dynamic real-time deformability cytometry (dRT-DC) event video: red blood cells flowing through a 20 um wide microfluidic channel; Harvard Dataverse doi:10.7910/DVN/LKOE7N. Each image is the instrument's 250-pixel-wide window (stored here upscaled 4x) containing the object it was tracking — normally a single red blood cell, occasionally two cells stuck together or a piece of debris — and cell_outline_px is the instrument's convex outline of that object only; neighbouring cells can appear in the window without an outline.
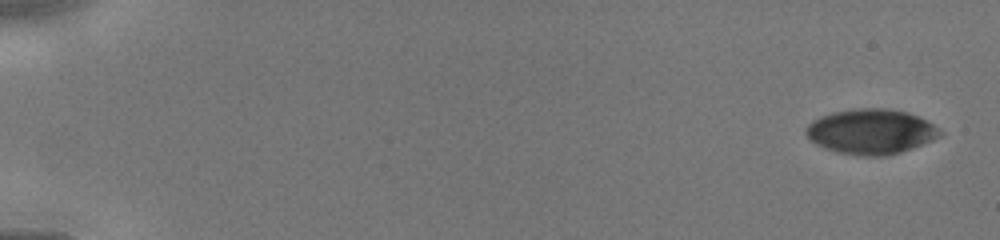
{"species": "human", "species_latin": "Homo sapiens", "temperature_condition": "cold", "stored_images_in_passage": 8, "camera_frame_rate_fps": 3000, "um_per_image_px": 0.085, "donor": {"sex": "male"}, "frame": {"image": 1, "passage_image": 1, "time_ms": 0.0, "image_size_px": [1000, 240], "cell_outline_px": [[944, 132], [940, 136], [932, 140], [900, 152], [888, 156], [856, 156], [836, 152], [824, 148], [816, 144], [804, 132], [804, 128], [812, 120], [820, 116], [832, 112], [860, 108], [884, 108], [908, 112], [932, 124]], "centroid_in_image_um": [73.99, 11.19], "position_along_channel_um": 11.0, "area_um2": 35.2}}
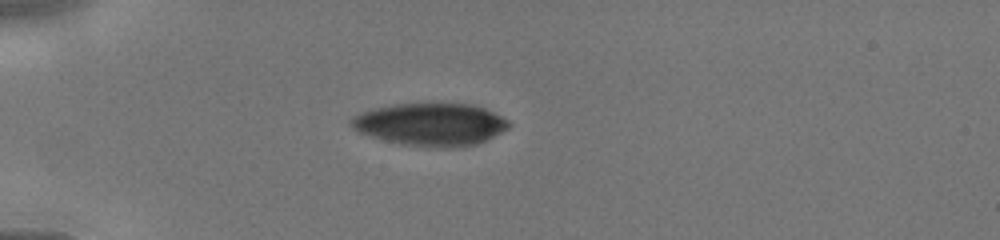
{"frame": {"image": 2, "passage_image": 6, "time_ms": 4.0, "image_size_px": [1000, 240], "cell_outline_px": [[512, 124], [508, 128], [488, 140], [476, 144], [456, 148], [452, 148], [400, 144], [372, 136], [360, 132], [352, 128], [348, 124], [352, 116], [360, 112], [372, 108], [392, 104], [472, 104], [484, 108], [508, 120]], "centroid_in_image_um": [36.59, 10.57], "position_along_channel_um": 48.4, "area_um2": 39.13}}
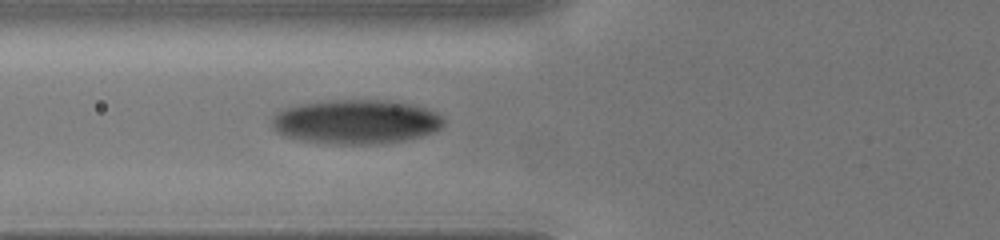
{"frame": {"image": 3, "passage_image": 8, "time_ms": 5.667, "image_size_px": [1000, 240], "cell_outline_px": [[444, 124], [440, 128], [432, 132], [420, 136], [404, 140], [380, 144], [336, 144], [300, 140], [284, 136], [276, 132], [272, 128], [272, 116], [276, 112], [284, 108], [300, 104], [332, 100], [384, 100], [408, 104], [424, 108], [436, 112], [444, 120]], "centroid_in_image_um": [30.21, 10.36], "position_along_channel_um": 95.6, "area_um2": 44.27}}